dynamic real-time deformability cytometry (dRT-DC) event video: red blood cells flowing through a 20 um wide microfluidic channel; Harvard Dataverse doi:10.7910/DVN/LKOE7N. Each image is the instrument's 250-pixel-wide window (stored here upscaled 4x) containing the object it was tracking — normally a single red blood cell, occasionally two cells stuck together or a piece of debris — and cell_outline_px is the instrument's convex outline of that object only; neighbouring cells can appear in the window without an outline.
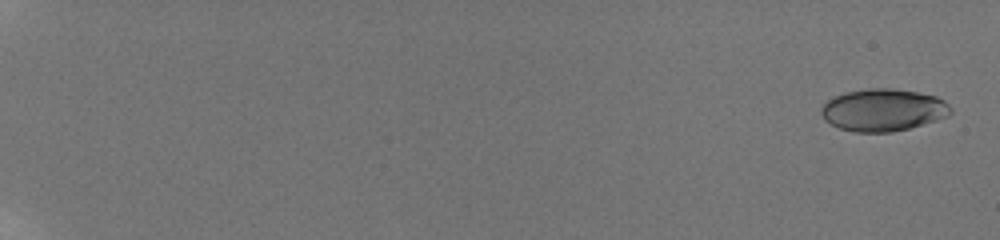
{"species": "human", "species_latin": "Homo sapiens", "temperature_condition": "room temperature", "stored_images_in_passage": 41, "camera_frame_rate_fps": 3000, "um_per_image_px": 0.085, "donor": {"sex": "male"}, "frame": {"image": 1, "passage_image": 2, "time_ms": 0.333, "image_size_px": [1000, 240], "cell_outline_px": [[952, 112], [948, 116], [936, 120], [908, 128], [892, 132], [856, 132], [840, 128], [824, 120], [820, 112], [820, 108], [828, 100], [844, 92], [868, 88], [892, 88], [916, 92], [936, 96], [944, 100], [952, 108]], "centroid_in_image_um": [75.06, 9.34], "position_along_channel_um": 9.9, "area_um2": 31.85}}
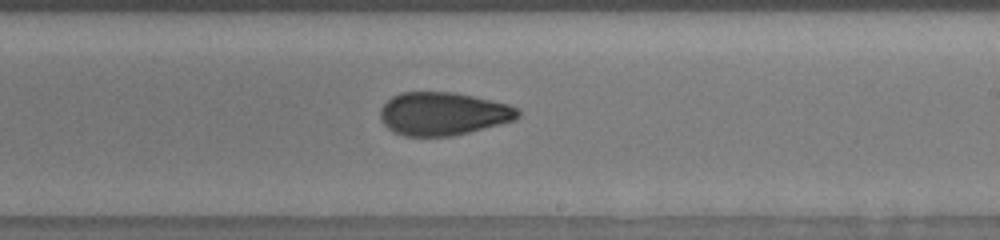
{"frame": {"image": 2, "passage_image": 28, "time_ms": 13.0, "image_size_px": [1000, 240], "cell_outline_px": [[520, 116], [516, 120], [452, 136], [404, 136], [392, 132], [380, 120], [380, 108], [392, 96], [400, 92], [452, 92], [472, 96], [508, 104], [516, 108], [520, 112]], "centroid_in_image_um": [37.63, 9.67], "position_along_channel_um": 251.4, "area_um2": 34.56}}
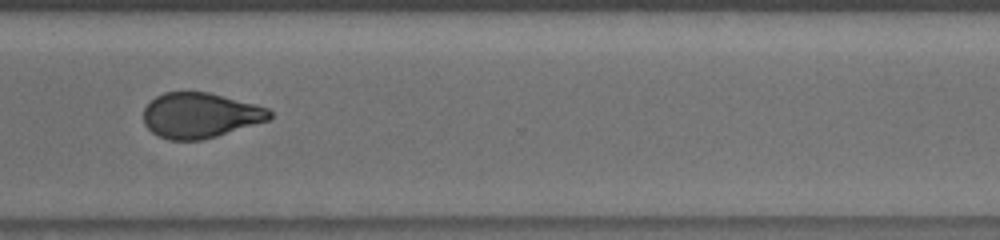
{"frame": {"image": 3, "passage_image": 33, "time_ms": 15.667, "image_size_px": [1000, 240], "cell_outline_px": [[272, 116], [268, 120], [216, 136], [200, 140], [168, 140], [152, 132], [144, 124], [144, 108], [156, 96], [164, 92], [208, 92], [268, 108], [272, 112]], "centroid_in_image_um": [16.99, 9.8], "position_along_channel_um": 353.6, "area_um2": 32.89}, "authors_computed_cell_mechanics": {"area_um2": 33.2928, "velocity_mm_per_s": 3.8384, "shape_relaxation_time_tau1_ms": null, "shape_relaxation_time_tau2_ms": 1.2923, "deformation_change_tau1": null, "deformation_change_tau2": 0.0609}}